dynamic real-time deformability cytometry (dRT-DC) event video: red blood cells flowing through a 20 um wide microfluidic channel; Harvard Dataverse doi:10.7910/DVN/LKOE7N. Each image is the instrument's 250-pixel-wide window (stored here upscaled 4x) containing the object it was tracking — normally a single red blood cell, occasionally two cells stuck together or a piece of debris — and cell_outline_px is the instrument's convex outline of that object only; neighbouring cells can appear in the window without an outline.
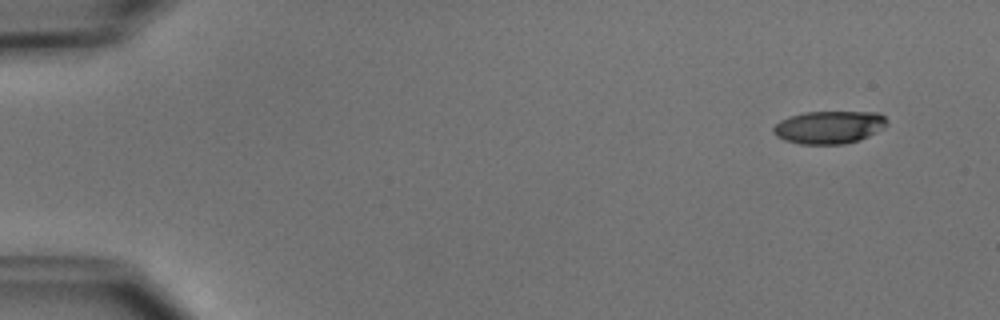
{"species": "common noctule bat (a hibernating species)", "species_latin": "Nyctalus noctula", "temperature_condition": "cold", "stored_images_in_passage": 5, "camera_frame_rate_fps": 3000, "um_per_image_px": 0.085, "animal": {"sex": "male", "body_mass_g": 15.6}, "frame": {"image": 1, "passage_image": 1, "time_ms": 0.0, "image_size_px": [1000, 320], "cell_outline_px": [[888, 120], [880, 128], [868, 136], [860, 140], [844, 144], [800, 144], [784, 140], [776, 136], [772, 132], [772, 128], [780, 120], [788, 116], [804, 112], [880, 112]], "centroid_in_image_um": [70.42, 10.81], "position_along_channel_um": 14.6, "area_um2": 21.68}}
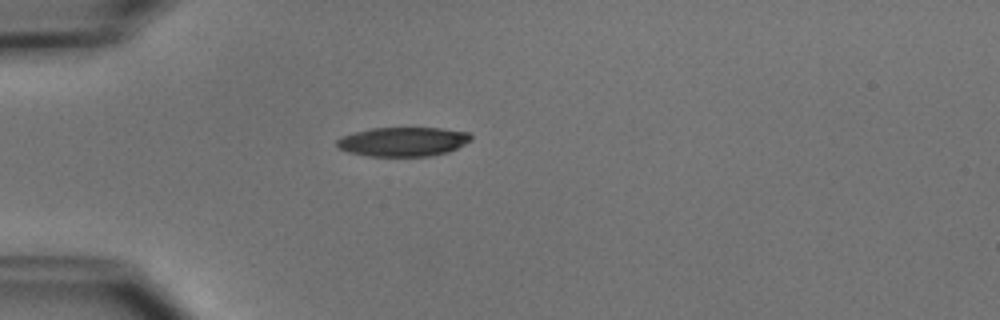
{"frame": {"image": 2, "passage_image": 4, "time_ms": 3.667, "image_size_px": [1000, 320], "cell_outline_px": [[472, 140], [448, 152], [428, 156], [368, 156], [348, 152], [340, 148], [336, 144], [336, 140], [340, 136], [372, 128], [440, 128], [468, 132], [472, 136]], "centroid_in_image_um": [34.25, 12.04], "position_along_channel_um": 50.7, "area_um2": 22.77}}